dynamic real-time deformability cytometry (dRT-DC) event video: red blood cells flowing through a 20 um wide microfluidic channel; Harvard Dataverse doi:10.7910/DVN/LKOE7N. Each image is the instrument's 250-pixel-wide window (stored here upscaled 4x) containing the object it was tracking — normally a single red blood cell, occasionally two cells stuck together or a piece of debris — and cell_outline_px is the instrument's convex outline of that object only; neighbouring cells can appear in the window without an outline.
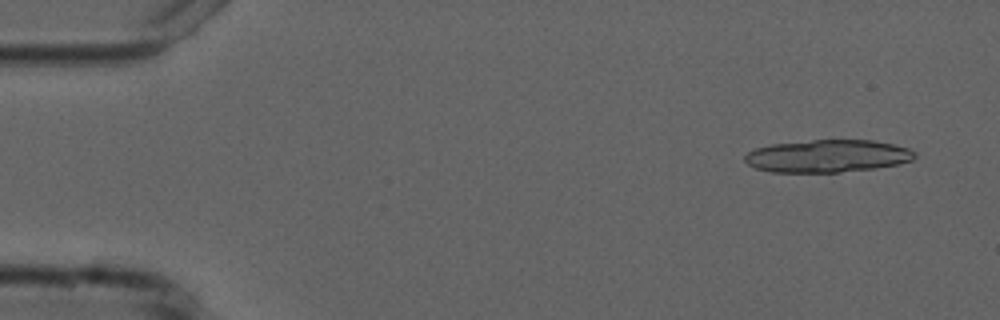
{"species": "common noctule bat (a hibernating species)", "species_latin": "Nyctalus noctula", "temperature_condition": "cold", "stored_images_in_passage": 17, "camera_frame_rate_fps": 3000, "um_per_image_px": 0.085, "animal": {"sex": "male", "forearm_length_mm": 52.5}, "frame": {"image": 1, "passage_image": 3, "time_ms": 0.667, "image_size_px": [1000, 320], "cell_outline_px": [[916, 156], [912, 160], [900, 164], [876, 168], [840, 172], [772, 172], [756, 168], [748, 164], [744, 160], [744, 156], [748, 152], [756, 148], [772, 144], [812, 140], [872, 140], [892, 144], [908, 148], [916, 152]], "centroid_in_image_um": [70.36, 13.26], "position_along_channel_um": 14.6, "area_um2": 32.25}}